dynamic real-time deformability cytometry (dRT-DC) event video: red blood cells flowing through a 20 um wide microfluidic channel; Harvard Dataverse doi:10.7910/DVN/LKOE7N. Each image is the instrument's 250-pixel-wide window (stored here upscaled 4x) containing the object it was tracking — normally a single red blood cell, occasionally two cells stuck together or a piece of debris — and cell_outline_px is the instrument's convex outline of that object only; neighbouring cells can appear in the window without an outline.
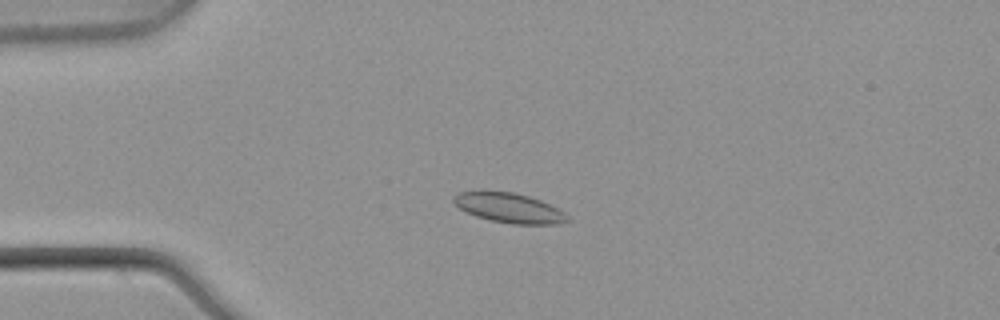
{"species": "common noctule bat (a hibernating species)", "species_latin": "Nyctalus noctula", "temperature_condition": "warm", "stored_images_in_passage": 54, "camera_frame_rate_fps": 3000, "um_per_image_px": 0.085, "animal": {"sex": "male", "body_mass_g": 21.5, "forearm_length_mm": 52.0}, "frame": {"image": 1, "passage_image": 14, "time_ms": 4.333, "image_size_px": [1000, 320], "cell_outline_px": [[572, 220], [556, 224], [512, 224], [492, 220], [476, 216], [460, 208], [452, 200], [452, 196], [460, 192], [480, 188], [512, 192], [528, 196], [540, 200], [564, 212]], "centroid_in_image_um": [43.23, 17.63], "position_along_channel_um": 41.8, "area_um2": 20.06}}
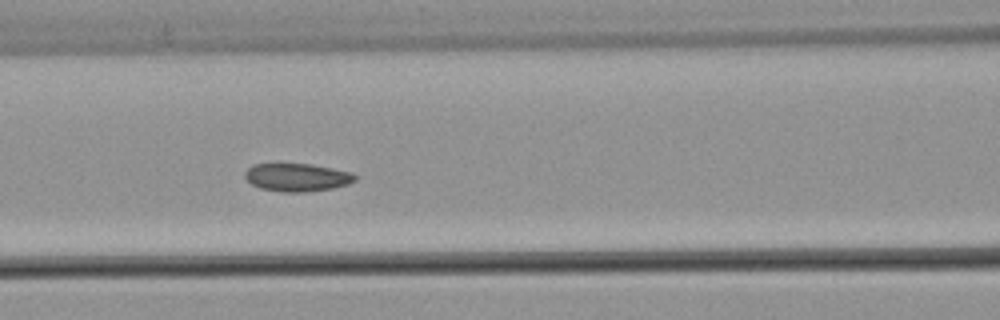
{"frame": {"image": 2, "passage_image": 24, "time_ms": 7.667, "image_size_px": [1000, 320], "cell_outline_px": [[356, 180], [348, 184], [332, 188], [304, 192], [284, 192], [260, 188], [252, 184], [244, 176], [244, 172], [252, 164], [312, 164], [352, 172], [356, 176]], "centroid_in_image_um": [25.25, 15.07], "position_along_channel_um": 141.4, "area_um2": 17.92}}
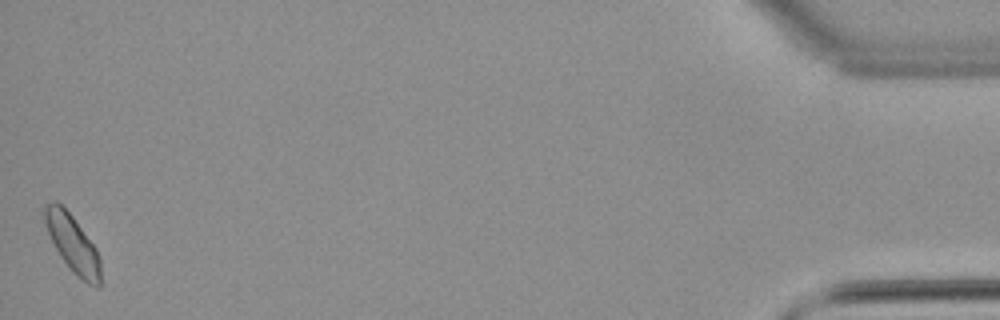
{"frame": {"image": 3, "passage_image": 54, "time_ms": 17.667, "image_size_px": [1000, 320], "cell_outline_px": [[100, 288], [96, 288], [88, 284], [76, 276], [72, 272], [60, 256], [48, 232], [44, 220], [44, 204], [52, 200], [56, 200], [72, 216], [96, 248], [100, 260]], "centroid_in_image_um": [6.17, 20.73], "position_along_channel_um": 429.0, "area_um2": 18.55}}